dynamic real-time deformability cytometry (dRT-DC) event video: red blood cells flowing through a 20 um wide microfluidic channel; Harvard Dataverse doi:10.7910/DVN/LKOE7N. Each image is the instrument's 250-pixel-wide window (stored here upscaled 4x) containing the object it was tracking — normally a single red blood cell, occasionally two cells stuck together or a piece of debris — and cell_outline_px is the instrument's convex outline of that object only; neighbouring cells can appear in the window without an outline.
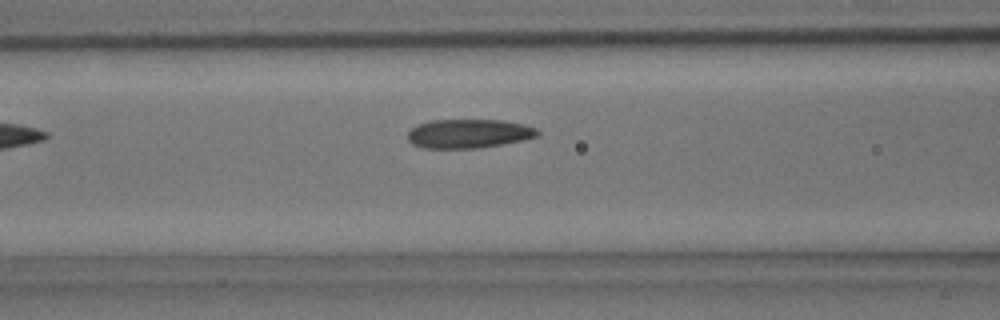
{"species": "common noctule bat (a hibernating species)", "species_latin": "Nyctalus noctula", "temperature_condition": "room temperature", "stored_images_in_passage": 7, "camera_frame_rate_fps": 3000, "um_per_image_px": 0.085, "animal": {"sex": "male", "body_mass_g": 15.6}, "frame": {"image": 1, "passage_image": 7, "time_ms": 7.0, "image_size_px": [1000, 320], "cell_outline_px": [[540, 132], [536, 136], [524, 140], [480, 148], [420, 148], [412, 144], [408, 140], [408, 132], [412, 128], [420, 124], [432, 120], [504, 120], [524, 124], [536, 128]], "centroid_in_image_um": [39.85, 11.36], "position_along_channel_um": 126.8, "area_um2": 21.96}}